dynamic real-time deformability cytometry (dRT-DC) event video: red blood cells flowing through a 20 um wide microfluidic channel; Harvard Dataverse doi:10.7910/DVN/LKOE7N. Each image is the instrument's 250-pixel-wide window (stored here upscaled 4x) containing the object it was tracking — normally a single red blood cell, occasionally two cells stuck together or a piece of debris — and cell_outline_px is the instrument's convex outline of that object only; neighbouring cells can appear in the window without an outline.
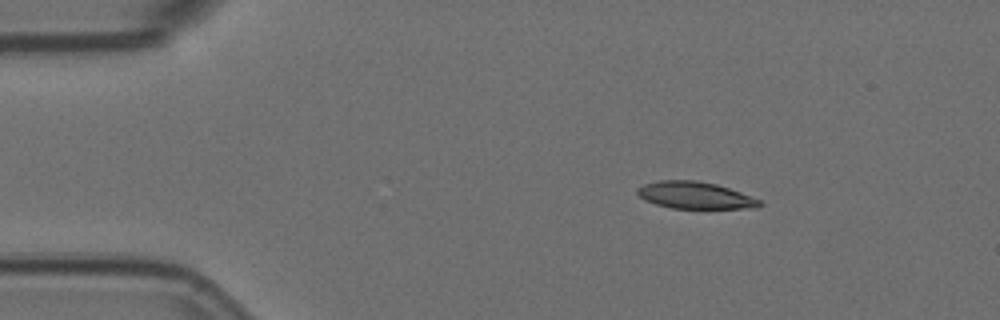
{"species": "Egyptian fruit bat (a non-hibernating species)", "species_latin": "Rousettus aegyptiacus", "temperature_condition": "room temperature", "stored_images_in_passage": 5, "camera_frame_rate_fps": 3000, "um_per_image_px": 0.085, "animal": {"sex": "female"}, "frame": {"image": 1, "passage_image": 3, "time_ms": 0.667, "image_size_px": [1000, 320], "cell_outline_px": [[764, 204], [756, 208], [672, 208], [656, 204], [644, 200], [636, 192], [636, 188], [644, 184], [660, 180], [696, 180], [716, 184], [740, 192], [760, 200]], "centroid_in_image_um": [59.06, 16.6], "position_along_channel_um": 25.9, "area_um2": 19.13}}